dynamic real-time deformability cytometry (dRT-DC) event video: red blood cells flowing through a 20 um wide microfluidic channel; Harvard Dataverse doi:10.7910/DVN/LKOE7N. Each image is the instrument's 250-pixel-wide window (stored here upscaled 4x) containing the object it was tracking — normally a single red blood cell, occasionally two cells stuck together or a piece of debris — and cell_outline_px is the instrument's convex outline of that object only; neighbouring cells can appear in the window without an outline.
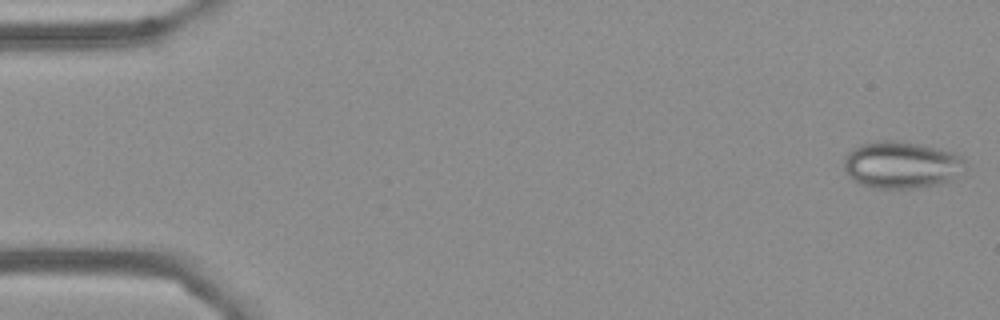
{"species": "Egyptian fruit bat (a non-hibernating species)", "species_latin": "Rousettus aegyptiacus", "temperature_condition": "cold", "stored_images_in_passage": 55, "camera_frame_rate_fps": 3000, "um_per_image_px": 0.085, "frame": {"image": 1, "passage_image": 1, "time_ms": 0.0, "image_size_px": [1000, 320], "cell_outline_px": [[964, 172], [948, 180], [924, 188], [872, 188], [860, 184], [852, 180], [848, 176], [844, 168], [844, 160], [848, 152], [860, 144], [876, 140], [900, 140], [920, 144], [952, 152], [960, 156], [964, 160]], "centroid_in_image_um": [76.59, 14.01], "position_along_channel_um": 8.4, "area_um2": 33.41}}
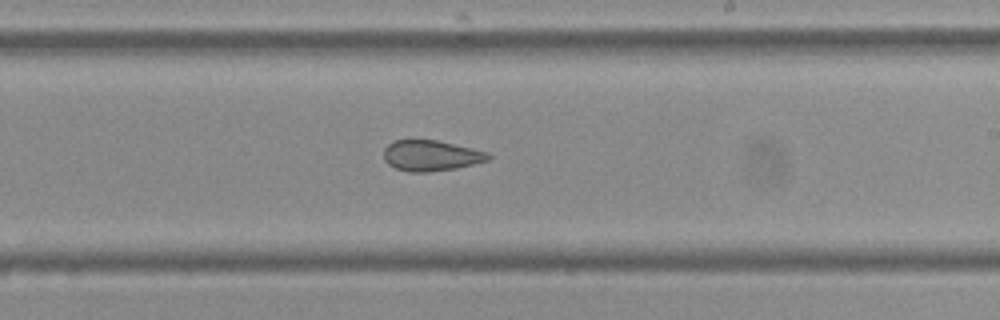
{"frame": {"image": 2, "passage_image": 32, "time_ms": 10.333, "image_size_px": [1000, 320], "cell_outline_px": [[492, 156], [488, 160], [456, 168], [428, 172], [408, 172], [396, 168], [388, 164], [384, 160], [384, 148], [392, 140], [436, 140], [472, 148], [488, 152]], "centroid_in_image_um": [36.61, 13.22], "position_along_channel_um": 252.4, "area_um2": 18.67}}
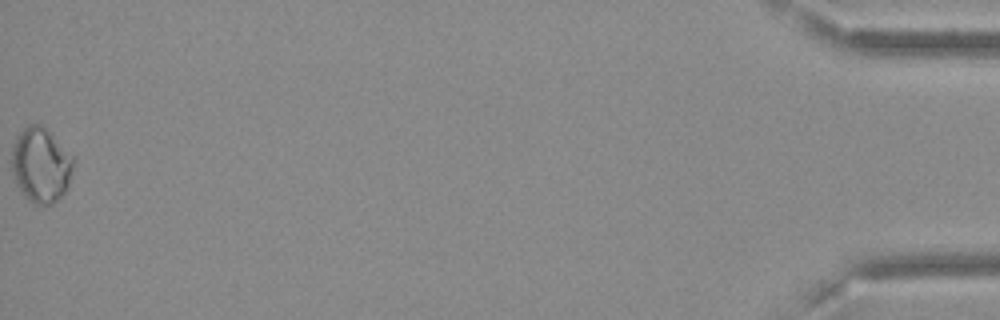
{"frame": {"image": 3, "passage_image": 55, "time_ms": 18.0, "image_size_px": [1000, 320], "cell_outline_px": [[76, 160], [68, 188], [52, 204], [36, 204], [28, 200], [20, 192], [12, 176], [12, 144], [16, 136], [28, 124], [40, 124]], "centroid_in_image_um": [3.46, 14.05], "position_along_channel_um": 431.7, "area_um2": 26.93}, "authors_computed_cell_mechanics": {"area_um2": 22.1374, "velocity_mm_per_s": 3.6367, "shape_relaxation_time_tau1_ms": null, "shape_relaxation_time_tau2_ms": 0.772, "deformation_change_tau1": null, "deformation_change_tau2": 0.0617}}